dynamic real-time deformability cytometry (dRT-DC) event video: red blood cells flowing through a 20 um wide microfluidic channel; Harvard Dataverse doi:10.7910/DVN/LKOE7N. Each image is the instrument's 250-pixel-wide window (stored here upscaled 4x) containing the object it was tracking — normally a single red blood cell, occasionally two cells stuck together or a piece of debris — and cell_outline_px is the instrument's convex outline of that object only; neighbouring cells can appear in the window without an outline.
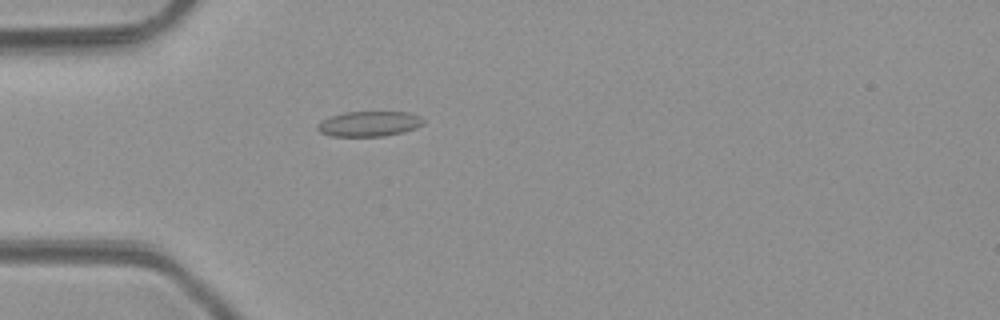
{"species": "common noctule bat (a hibernating species)", "species_latin": "Nyctalus noctula", "temperature_condition": "room temperature", "stored_images_in_passage": 1, "camera_frame_rate_fps": 3000, "um_per_image_px": 0.085, "animal": {"sex": "male", "body_mass_g": 23.1, "forearm_length_mm": 52.7}, "frame": {"image": 1, "passage_image": 1, "time_ms": 0.0, "image_size_px": [1000, 320], "cell_outline_px": [[424, 124], [416, 128], [404, 132], [384, 136], [332, 136], [320, 132], [316, 128], [316, 124], [332, 116], [344, 112], [408, 112], [420, 116], [424, 120]], "centroid_in_image_um": [31.4, 10.52], "position_along_channel_um": 53.6, "area_um2": 15.55}}